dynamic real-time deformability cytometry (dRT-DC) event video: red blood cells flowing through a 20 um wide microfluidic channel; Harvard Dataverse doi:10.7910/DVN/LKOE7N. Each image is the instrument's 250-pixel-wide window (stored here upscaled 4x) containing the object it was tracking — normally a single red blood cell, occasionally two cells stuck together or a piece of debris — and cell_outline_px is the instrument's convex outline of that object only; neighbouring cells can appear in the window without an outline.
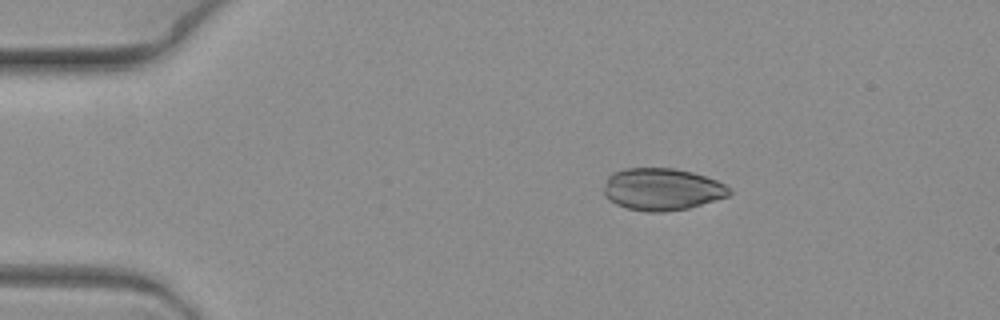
{"species": "common noctule bat (a hibernating species)", "species_latin": "Nyctalus noctula", "temperature_condition": "warm", "stored_images_in_passage": 3, "camera_frame_rate_fps": 3000, "um_per_image_px": 0.085, "animal": {"sex": "female", "body_mass_g": 19.3, "forearm_length_mm": 54.1}, "frame": {"image": 1, "passage_image": 1, "time_ms": 0.0, "image_size_px": [1000, 320], "cell_outline_px": [[732, 192], [728, 196], [688, 208], [664, 212], [648, 212], [628, 208], [616, 204], [608, 200], [604, 196], [604, 188], [608, 176], [624, 168], [672, 168], [692, 172], [716, 180], [732, 188]], "centroid_in_image_um": [56.27, 16.09], "position_along_channel_um": 28.7, "area_um2": 30.75}}